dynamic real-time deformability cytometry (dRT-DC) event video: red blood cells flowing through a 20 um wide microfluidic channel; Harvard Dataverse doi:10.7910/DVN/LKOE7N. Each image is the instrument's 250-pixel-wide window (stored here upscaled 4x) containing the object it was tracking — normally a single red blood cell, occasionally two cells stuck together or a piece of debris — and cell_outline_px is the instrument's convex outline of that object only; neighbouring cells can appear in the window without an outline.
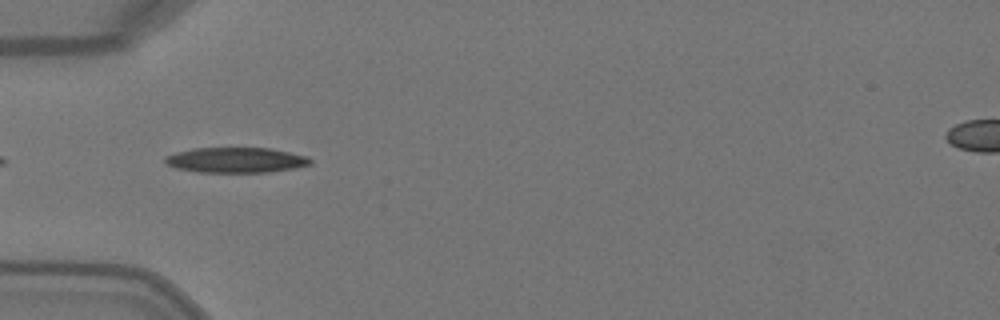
{"species": "Egyptian fruit bat (a non-hibernating species)", "species_latin": "Rousettus aegyptiacus", "temperature_condition": "warm", "stored_images_in_passage": 6, "camera_frame_rate_fps": 3000, "um_per_image_px": 0.085, "animal": {"sex": "female"}, "frame": {"image": 1, "passage_image": 4, "time_ms": 1.0, "image_size_px": [1000, 320], "cell_outline_px": [[312, 164], [296, 168], [268, 172], [200, 172], [176, 168], [168, 164], [164, 160], [164, 156], [176, 152], [192, 148], [268, 148], [308, 156], [312, 160]], "centroid_in_image_um": [20.07, 13.6], "position_along_channel_um": 64.9, "area_um2": 21.39}}
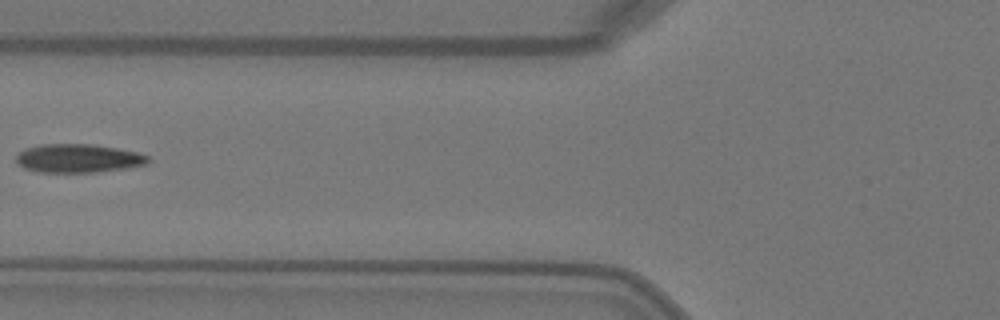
{"frame": {"image": 2, "passage_image": 5, "time_ms": 1.333, "image_size_px": [1000, 320], "cell_outline_px": [[152, 160], [148, 164], [128, 168], [96, 172], [40, 172], [24, 168], [16, 160], [16, 156], [24, 148], [44, 144], [92, 144], [116, 148], [136, 152], [148, 156]], "centroid_in_image_um": [6.69, 13.46], "position_along_channel_um": 119.1, "area_um2": 21.96}}